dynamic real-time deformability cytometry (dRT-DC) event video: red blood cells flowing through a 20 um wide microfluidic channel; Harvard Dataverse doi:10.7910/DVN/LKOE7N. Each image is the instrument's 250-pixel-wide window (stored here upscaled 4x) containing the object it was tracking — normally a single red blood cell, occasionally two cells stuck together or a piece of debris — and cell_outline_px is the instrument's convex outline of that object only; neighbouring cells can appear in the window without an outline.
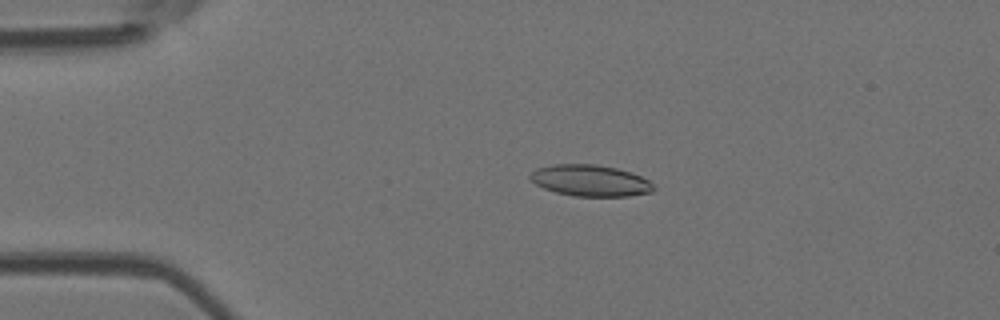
{"species": "Egyptian fruit bat (a non-hibernating species)", "species_latin": "Rousettus aegyptiacus", "temperature_condition": "room temperature", "stored_images_in_passage": 5, "camera_frame_rate_fps": 3000, "um_per_image_px": 0.085, "animal": {"sex": "female"}, "frame": {"image": 1, "passage_image": 4, "time_ms": 3.333, "image_size_px": [1000, 320], "cell_outline_px": [[656, 188], [652, 192], [628, 196], [572, 196], [556, 192], [544, 188], [536, 184], [528, 176], [536, 168], [552, 164], [596, 164], [616, 168], [632, 172], [648, 180]], "centroid_in_image_um": [50.17, 15.34], "position_along_channel_um": 34.8, "area_um2": 22.6}}